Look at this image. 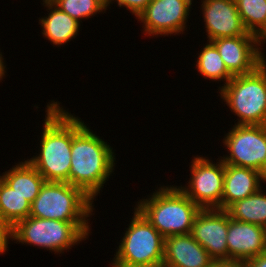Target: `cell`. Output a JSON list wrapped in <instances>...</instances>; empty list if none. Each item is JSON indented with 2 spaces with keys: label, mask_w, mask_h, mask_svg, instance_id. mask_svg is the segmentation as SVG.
Wrapping results in <instances>:
<instances>
[{
  "label": "cell",
  "mask_w": 266,
  "mask_h": 267,
  "mask_svg": "<svg viewBox=\"0 0 266 267\" xmlns=\"http://www.w3.org/2000/svg\"><path fill=\"white\" fill-rule=\"evenodd\" d=\"M110 145L73 116L71 167L68 183L81 188L91 199L100 193L113 172L115 155Z\"/></svg>",
  "instance_id": "obj_1"
},
{
  "label": "cell",
  "mask_w": 266,
  "mask_h": 267,
  "mask_svg": "<svg viewBox=\"0 0 266 267\" xmlns=\"http://www.w3.org/2000/svg\"><path fill=\"white\" fill-rule=\"evenodd\" d=\"M59 105H47L40 154L27 160L46 182H68L71 167L73 115Z\"/></svg>",
  "instance_id": "obj_2"
},
{
  "label": "cell",
  "mask_w": 266,
  "mask_h": 267,
  "mask_svg": "<svg viewBox=\"0 0 266 267\" xmlns=\"http://www.w3.org/2000/svg\"><path fill=\"white\" fill-rule=\"evenodd\" d=\"M158 190L148 200H140L136 209L164 238L191 234L194 220L201 208L180 187H161Z\"/></svg>",
  "instance_id": "obj_3"
},
{
  "label": "cell",
  "mask_w": 266,
  "mask_h": 267,
  "mask_svg": "<svg viewBox=\"0 0 266 267\" xmlns=\"http://www.w3.org/2000/svg\"><path fill=\"white\" fill-rule=\"evenodd\" d=\"M220 96L238 117V125H266V63L254 72L234 76Z\"/></svg>",
  "instance_id": "obj_4"
},
{
  "label": "cell",
  "mask_w": 266,
  "mask_h": 267,
  "mask_svg": "<svg viewBox=\"0 0 266 267\" xmlns=\"http://www.w3.org/2000/svg\"><path fill=\"white\" fill-rule=\"evenodd\" d=\"M91 199L81 188L68 182H45L31 203V217L65 222H88Z\"/></svg>",
  "instance_id": "obj_5"
},
{
  "label": "cell",
  "mask_w": 266,
  "mask_h": 267,
  "mask_svg": "<svg viewBox=\"0 0 266 267\" xmlns=\"http://www.w3.org/2000/svg\"><path fill=\"white\" fill-rule=\"evenodd\" d=\"M89 228L88 222H65L29 216L13 227L12 239L62 253L84 240L90 232Z\"/></svg>",
  "instance_id": "obj_6"
},
{
  "label": "cell",
  "mask_w": 266,
  "mask_h": 267,
  "mask_svg": "<svg viewBox=\"0 0 266 267\" xmlns=\"http://www.w3.org/2000/svg\"><path fill=\"white\" fill-rule=\"evenodd\" d=\"M112 267H132L163 263L165 238L135 208Z\"/></svg>",
  "instance_id": "obj_7"
},
{
  "label": "cell",
  "mask_w": 266,
  "mask_h": 267,
  "mask_svg": "<svg viewBox=\"0 0 266 267\" xmlns=\"http://www.w3.org/2000/svg\"><path fill=\"white\" fill-rule=\"evenodd\" d=\"M230 156L224 164L251 168L266 177V125H238L224 139Z\"/></svg>",
  "instance_id": "obj_8"
},
{
  "label": "cell",
  "mask_w": 266,
  "mask_h": 267,
  "mask_svg": "<svg viewBox=\"0 0 266 267\" xmlns=\"http://www.w3.org/2000/svg\"><path fill=\"white\" fill-rule=\"evenodd\" d=\"M213 164L203 157H194L188 187L181 190L201 209H221L225 164Z\"/></svg>",
  "instance_id": "obj_9"
},
{
  "label": "cell",
  "mask_w": 266,
  "mask_h": 267,
  "mask_svg": "<svg viewBox=\"0 0 266 267\" xmlns=\"http://www.w3.org/2000/svg\"><path fill=\"white\" fill-rule=\"evenodd\" d=\"M192 0H152L138 16L144 23V32L168 35L183 32Z\"/></svg>",
  "instance_id": "obj_10"
},
{
  "label": "cell",
  "mask_w": 266,
  "mask_h": 267,
  "mask_svg": "<svg viewBox=\"0 0 266 267\" xmlns=\"http://www.w3.org/2000/svg\"><path fill=\"white\" fill-rule=\"evenodd\" d=\"M229 213L221 209H201L191 235L214 261H228L227 232Z\"/></svg>",
  "instance_id": "obj_11"
},
{
  "label": "cell",
  "mask_w": 266,
  "mask_h": 267,
  "mask_svg": "<svg viewBox=\"0 0 266 267\" xmlns=\"http://www.w3.org/2000/svg\"><path fill=\"white\" fill-rule=\"evenodd\" d=\"M211 42L233 76L249 74L266 63L255 35L218 38Z\"/></svg>",
  "instance_id": "obj_12"
},
{
  "label": "cell",
  "mask_w": 266,
  "mask_h": 267,
  "mask_svg": "<svg viewBox=\"0 0 266 267\" xmlns=\"http://www.w3.org/2000/svg\"><path fill=\"white\" fill-rule=\"evenodd\" d=\"M202 10L209 41L254 35L245 29L234 0H203Z\"/></svg>",
  "instance_id": "obj_13"
},
{
  "label": "cell",
  "mask_w": 266,
  "mask_h": 267,
  "mask_svg": "<svg viewBox=\"0 0 266 267\" xmlns=\"http://www.w3.org/2000/svg\"><path fill=\"white\" fill-rule=\"evenodd\" d=\"M228 261H243L266 253V228L234 220L229 216L226 236Z\"/></svg>",
  "instance_id": "obj_14"
},
{
  "label": "cell",
  "mask_w": 266,
  "mask_h": 267,
  "mask_svg": "<svg viewBox=\"0 0 266 267\" xmlns=\"http://www.w3.org/2000/svg\"><path fill=\"white\" fill-rule=\"evenodd\" d=\"M213 262L191 234L165 237L163 264L166 267H209Z\"/></svg>",
  "instance_id": "obj_15"
},
{
  "label": "cell",
  "mask_w": 266,
  "mask_h": 267,
  "mask_svg": "<svg viewBox=\"0 0 266 267\" xmlns=\"http://www.w3.org/2000/svg\"><path fill=\"white\" fill-rule=\"evenodd\" d=\"M261 180L264 183L266 177L257 170L225 164L222 210L256 193L261 188Z\"/></svg>",
  "instance_id": "obj_16"
},
{
  "label": "cell",
  "mask_w": 266,
  "mask_h": 267,
  "mask_svg": "<svg viewBox=\"0 0 266 267\" xmlns=\"http://www.w3.org/2000/svg\"><path fill=\"white\" fill-rule=\"evenodd\" d=\"M43 2L50 10L48 17L39 20L43 27V36L54 45H62L74 38L78 34L80 23L61 11L50 0H43Z\"/></svg>",
  "instance_id": "obj_17"
},
{
  "label": "cell",
  "mask_w": 266,
  "mask_h": 267,
  "mask_svg": "<svg viewBox=\"0 0 266 267\" xmlns=\"http://www.w3.org/2000/svg\"><path fill=\"white\" fill-rule=\"evenodd\" d=\"M5 172L0 178L12 189L32 203L46 180L28 162H21Z\"/></svg>",
  "instance_id": "obj_18"
},
{
  "label": "cell",
  "mask_w": 266,
  "mask_h": 267,
  "mask_svg": "<svg viewBox=\"0 0 266 267\" xmlns=\"http://www.w3.org/2000/svg\"><path fill=\"white\" fill-rule=\"evenodd\" d=\"M261 188L247 198L231 204L226 211L230 218L266 228V194Z\"/></svg>",
  "instance_id": "obj_19"
},
{
  "label": "cell",
  "mask_w": 266,
  "mask_h": 267,
  "mask_svg": "<svg viewBox=\"0 0 266 267\" xmlns=\"http://www.w3.org/2000/svg\"><path fill=\"white\" fill-rule=\"evenodd\" d=\"M31 203L0 178V215L14 227L29 217Z\"/></svg>",
  "instance_id": "obj_20"
},
{
  "label": "cell",
  "mask_w": 266,
  "mask_h": 267,
  "mask_svg": "<svg viewBox=\"0 0 266 267\" xmlns=\"http://www.w3.org/2000/svg\"><path fill=\"white\" fill-rule=\"evenodd\" d=\"M198 71L210 80H223L225 79L226 85L234 76L227 70L221 55L219 54L215 45L209 43L203 48L197 60Z\"/></svg>",
  "instance_id": "obj_21"
},
{
  "label": "cell",
  "mask_w": 266,
  "mask_h": 267,
  "mask_svg": "<svg viewBox=\"0 0 266 267\" xmlns=\"http://www.w3.org/2000/svg\"><path fill=\"white\" fill-rule=\"evenodd\" d=\"M248 33L259 36L266 28V0H234Z\"/></svg>",
  "instance_id": "obj_22"
},
{
  "label": "cell",
  "mask_w": 266,
  "mask_h": 267,
  "mask_svg": "<svg viewBox=\"0 0 266 267\" xmlns=\"http://www.w3.org/2000/svg\"><path fill=\"white\" fill-rule=\"evenodd\" d=\"M61 11L80 23V19L89 18L97 12L106 10V0H50Z\"/></svg>",
  "instance_id": "obj_23"
},
{
  "label": "cell",
  "mask_w": 266,
  "mask_h": 267,
  "mask_svg": "<svg viewBox=\"0 0 266 267\" xmlns=\"http://www.w3.org/2000/svg\"><path fill=\"white\" fill-rule=\"evenodd\" d=\"M111 1L114 0H106L107 6H109V4L112 3ZM115 1L118 2L119 7L125 6L136 17H138L152 0H115Z\"/></svg>",
  "instance_id": "obj_24"
},
{
  "label": "cell",
  "mask_w": 266,
  "mask_h": 267,
  "mask_svg": "<svg viewBox=\"0 0 266 267\" xmlns=\"http://www.w3.org/2000/svg\"><path fill=\"white\" fill-rule=\"evenodd\" d=\"M13 227L0 215V254L8 248V239L12 238Z\"/></svg>",
  "instance_id": "obj_25"
},
{
  "label": "cell",
  "mask_w": 266,
  "mask_h": 267,
  "mask_svg": "<svg viewBox=\"0 0 266 267\" xmlns=\"http://www.w3.org/2000/svg\"><path fill=\"white\" fill-rule=\"evenodd\" d=\"M245 263L246 267H266V253L248 259Z\"/></svg>",
  "instance_id": "obj_26"
},
{
  "label": "cell",
  "mask_w": 266,
  "mask_h": 267,
  "mask_svg": "<svg viewBox=\"0 0 266 267\" xmlns=\"http://www.w3.org/2000/svg\"><path fill=\"white\" fill-rule=\"evenodd\" d=\"M209 267H246L243 261H214Z\"/></svg>",
  "instance_id": "obj_27"
},
{
  "label": "cell",
  "mask_w": 266,
  "mask_h": 267,
  "mask_svg": "<svg viewBox=\"0 0 266 267\" xmlns=\"http://www.w3.org/2000/svg\"><path fill=\"white\" fill-rule=\"evenodd\" d=\"M4 73H5V66H4V62L2 59V54H0V80L4 76Z\"/></svg>",
  "instance_id": "obj_28"
},
{
  "label": "cell",
  "mask_w": 266,
  "mask_h": 267,
  "mask_svg": "<svg viewBox=\"0 0 266 267\" xmlns=\"http://www.w3.org/2000/svg\"><path fill=\"white\" fill-rule=\"evenodd\" d=\"M258 40V44L259 46H261V41L265 42L266 40V28L264 29V31L257 37Z\"/></svg>",
  "instance_id": "obj_29"
},
{
  "label": "cell",
  "mask_w": 266,
  "mask_h": 267,
  "mask_svg": "<svg viewBox=\"0 0 266 267\" xmlns=\"http://www.w3.org/2000/svg\"><path fill=\"white\" fill-rule=\"evenodd\" d=\"M132 267H166L163 263L152 264V265H140V266H132Z\"/></svg>",
  "instance_id": "obj_30"
}]
</instances>
